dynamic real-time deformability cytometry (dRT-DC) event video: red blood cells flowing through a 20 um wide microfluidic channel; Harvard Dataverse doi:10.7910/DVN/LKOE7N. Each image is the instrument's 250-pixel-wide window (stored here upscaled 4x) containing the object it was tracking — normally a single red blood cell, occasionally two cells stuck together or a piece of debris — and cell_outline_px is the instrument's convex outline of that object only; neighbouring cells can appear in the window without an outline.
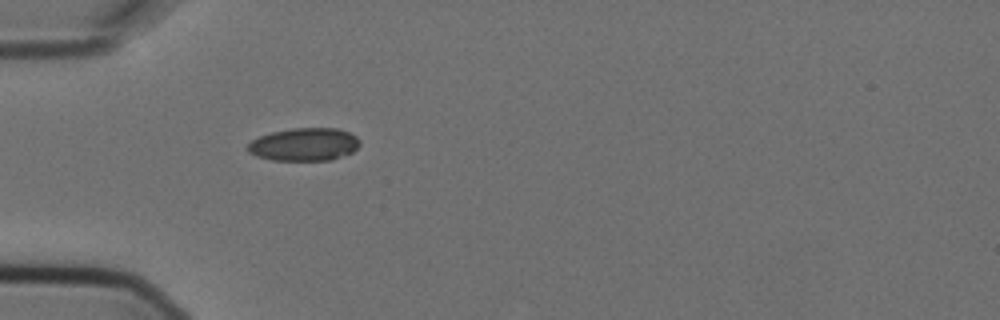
{"species": "Egyptian fruit bat (a non-hibernating species)", "species_latin": "Rousettus aegyptiacus", "temperature_condition": "cold", "stored_images_in_passage": 1, "camera_frame_rate_fps": 3000, "um_per_image_px": 0.085, "animal": {"sex": "female"}, "frame": {"image": 1, "passage_image": 1, "time_ms": 0.0, "image_size_px": [1000, 320], "cell_outline_px": [[360, 144], [352, 152], [332, 160], [272, 160], [256, 156], [248, 152], [244, 148], [252, 140], [260, 136], [272, 132], [292, 128], [340, 128], [356, 136], [360, 140]], "centroid_in_image_um": [25.84, 12.27], "position_along_channel_um": 59.2, "area_um2": 21.62}}